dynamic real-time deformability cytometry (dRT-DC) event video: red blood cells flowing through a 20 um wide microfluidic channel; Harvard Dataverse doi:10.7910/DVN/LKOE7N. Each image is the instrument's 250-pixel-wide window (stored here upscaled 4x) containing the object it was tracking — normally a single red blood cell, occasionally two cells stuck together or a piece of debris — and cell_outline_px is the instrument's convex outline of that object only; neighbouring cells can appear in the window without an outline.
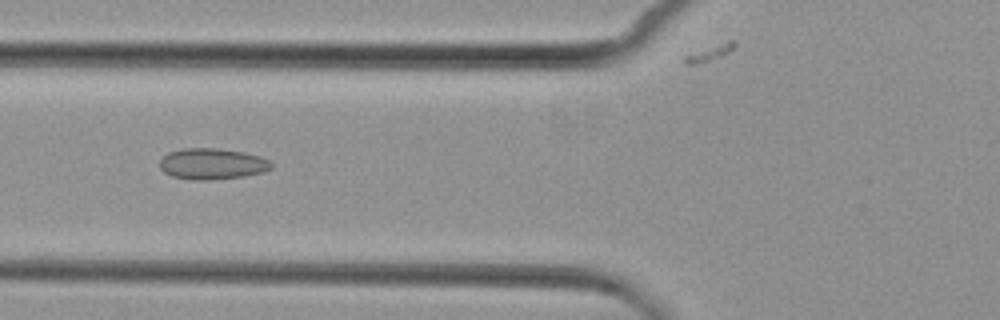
{"species": "common noctule bat (a hibernating species)", "species_latin": "Nyctalus noctula", "temperature_condition": "cold", "stored_images_in_passage": 6, "camera_frame_rate_fps": 3000, "um_per_image_px": 0.085, "animal": {"sex": "female", "body_mass_g": 29.2, "forearm_length_mm": 56.3}, "frame": {"image": 1, "passage_image": 6, "time_ms": 6.0, "image_size_px": [1000, 320], "cell_outline_px": [[272, 168], [260, 172], [244, 176], [204, 180], [196, 180], [172, 176], [164, 172], [160, 168], [160, 160], [168, 152], [184, 148], [216, 148], [244, 152], [260, 156], [268, 160], [272, 164]], "centroid_in_image_um": [18.01, 13.91], "position_along_channel_um": 107.8, "area_um2": 20.0}}